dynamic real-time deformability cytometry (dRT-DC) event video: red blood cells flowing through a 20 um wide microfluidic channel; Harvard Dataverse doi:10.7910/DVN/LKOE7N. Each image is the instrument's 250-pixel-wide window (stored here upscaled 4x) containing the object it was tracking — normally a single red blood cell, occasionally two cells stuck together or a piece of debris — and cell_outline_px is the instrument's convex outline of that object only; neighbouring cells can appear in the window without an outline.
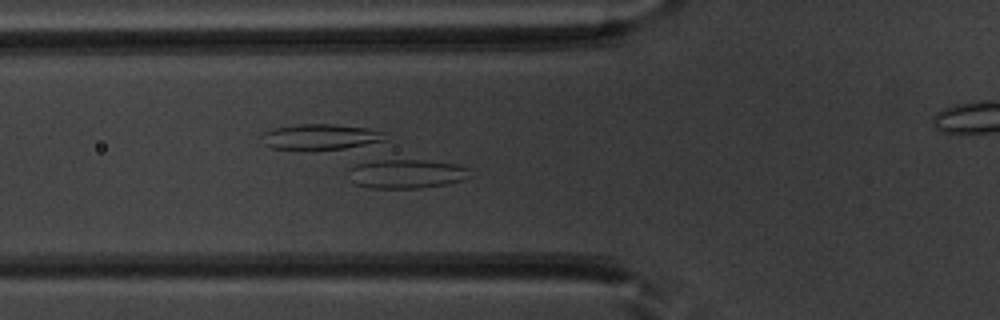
{"species": "common noctule bat (a hibernating species)", "species_latin": "Nyctalus noctula", "temperature_condition": "warm", "stored_images_in_passage": 38, "segment_of_instrument_passage": [1, 2], "camera_frame_rate_fps": 3000, "um_per_image_px": 0.085, "animal": {"sex": "male", "body_mass_g": 20.1, "forearm_length_mm": 53.5}, "frame": {"image": 1, "passage_image": 11, "time_ms": 3.333, "image_size_px": [1000, 320], "cell_outline_px": [[468, 168], [464, 180], [448, 184], [420, 188], [368, 188], [356, 184], [348, 168], [364, 160], [384, 156], [424, 160], [456, 164]], "centroid_in_image_um": [34.45, 14.71], "position_along_channel_um": 91.3, "area_um2": 21.33}}
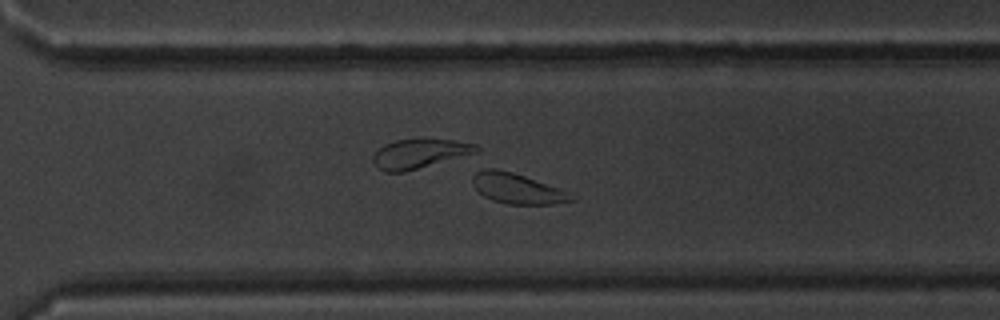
{"frame": {"image": 2, "passage_image": 29, "time_ms": 9.333, "image_size_px": [1000, 320], "cell_outline_px": [[580, 196], [576, 200], [552, 204], [508, 204], [492, 200], [484, 196], [472, 184], [472, 176], [476, 172], [484, 168], [496, 168], [512, 172], [524, 176]], "centroid_in_image_um": [43.99, 16.03], "position_along_channel_um": 326.6, "area_um2": 17.46}}
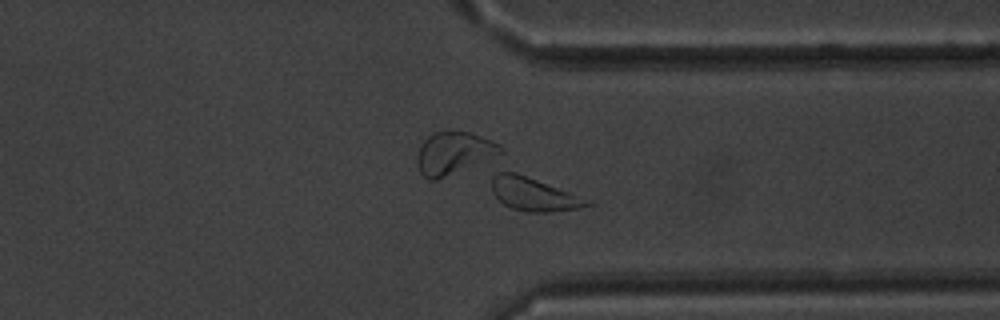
{"frame": {"image": 3, "passage_image": 32, "time_ms": 10.333, "image_size_px": [1000, 320], "cell_outline_px": [[596, 204], [580, 208], [548, 212], [528, 212], [512, 208], [504, 204], [492, 192], [492, 176], [496, 172], [504, 168], [516, 172], [596, 200]], "centroid_in_image_um": [45.44, 16.48], "position_along_channel_um": 366.0, "area_um2": 19.25}}